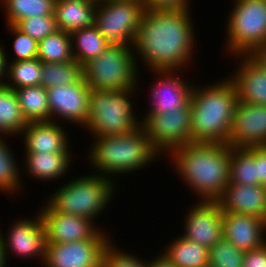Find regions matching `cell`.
<instances>
[{
  "instance_id": "13",
  "label": "cell",
  "mask_w": 266,
  "mask_h": 267,
  "mask_svg": "<svg viewBox=\"0 0 266 267\" xmlns=\"http://www.w3.org/2000/svg\"><path fill=\"white\" fill-rule=\"evenodd\" d=\"M50 121L75 123L85 126L89 118V96L91 88L83 77L74 84L47 88ZM61 119V121H60Z\"/></svg>"
},
{
  "instance_id": "10",
  "label": "cell",
  "mask_w": 266,
  "mask_h": 267,
  "mask_svg": "<svg viewBox=\"0 0 266 267\" xmlns=\"http://www.w3.org/2000/svg\"><path fill=\"white\" fill-rule=\"evenodd\" d=\"M191 104L162 114H143L142 127L150 143L161 154L191 143Z\"/></svg>"
},
{
  "instance_id": "14",
  "label": "cell",
  "mask_w": 266,
  "mask_h": 267,
  "mask_svg": "<svg viewBox=\"0 0 266 267\" xmlns=\"http://www.w3.org/2000/svg\"><path fill=\"white\" fill-rule=\"evenodd\" d=\"M157 78L150 91L149 101L144 114H162L186 106L191 99L194 83L185 79L182 71H150Z\"/></svg>"
},
{
  "instance_id": "29",
  "label": "cell",
  "mask_w": 266,
  "mask_h": 267,
  "mask_svg": "<svg viewBox=\"0 0 266 267\" xmlns=\"http://www.w3.org/2000/svg\"><path fill=\"white\" fill-rule=\"evenodd\" d=\"M56 0H0L5 10L6 24L15 25L18 21L36 16L55 15Z\"/></svg>"
},
{
  "instance_id": "44",
  "label": "cell",
  "mask_w": 266,
  "mask_h": 267,
  "mask_svg": "<svg viewBox=\"0 0 266 267\" xmlns=\"http://www.w3.org/2000/svg\"><path fill=\"white\" fill-rule=\"evenodd\" d=\"M7 266L9 265L6 263L3 246L0 238V267H7Z\"/></svg>"
},
{
  "instance_id": "1",
  "label": "cell",
  "mask_w": 266,
  "mask_h": 267,
  "mask_svg": "<svg viewBox=\"0 0 266 267\" xmlns=\"http://www.w3.org/2000/svg\"><path fill=\"white\" fill-rule=\"evenodd\" d=\"M192 19L191 9L145 10L133 46L136 59L150 71L185 72L197 41Z\"/></svg>"
},
{
  "instance_id": "12",
  "label": "cell",
  "mask_w": 266,
  "mask_h": 267,
  "mask_svg": "<svg viewBox=\"0 0 266 267\" xmlns=\"http://www.w3.org/2000/svg\"><path fill=\"white\" fill-rule=\"evenodd\" d=\"M41 207L39 214L44 223L47 243H68L87 239H112L102 225L100 227L99 224L96 225L90 219L56 212L47 203H44V206L42 205Z\"/></svg>"
},
{
  "instance_id": "24",
  "label": "cell",
  "mask_w": 266,
  "mask_h": 267,
  "mask_svg": "<svg viewBox=\"0 0 266 267\" xmlns=\"http://www.w3.org/2000/svg\"><path fill=\"white\" fill-rule=\"evenodd\" d=\"M20 109L14 90L0 84V135L21 136L23 129L28 125ZM19 134V135H18Z\"/></svg>"
},
{
  "instance_id": "4",
  "label": "cell",
  "mask_w": 266,
  "mask_h": 267,
  "mask_svg": "<svg viewBox=\"0 0 266 267\" xmlns=\"http://www.w3.org/2000/svg\"><path fill=\"white\" fill-rule=\"evenodd\" d=\"M90 139L94 140L86 156L91 169L95 170L93 174L107 177L116 183L117 175L136 174L137 170L147 168L161 155L150 143L142 126L128 134Z\"/></svg>"
},
{
  "instance_id": "23",
  "label": "cell",
  "mask_w": 266,
  "mask_h": 267,
  "mask_svg": "<svg viewBox=\"0 0 266 267\" xmlns=\"http://www.w3.org/2000/svg\"><path fill=\"white\" fill-rule=\"evenodd\" d=\"M98 1L62 0L55 2V18L59 30L71 33L93 25Z\"/></svg>"
},
{
  "instance_id": "21",
  "label": "cell",
  "mask_w": 266,
  "mask_h": 267,
  "mask_svg": "<svg viewBox=\"0 0 266 267\" xmlns=\"http://www.w3.org/2000/svg\"><path fill=\"white\" fill-rule=\"evenodd\" d=\"M217 202L223 212L253 215L266 220V186L229 182Z\"/></svg>"
},
{
  "instance_id": "22",
  "label": "cell",
  "mask_w": 266,
  "mask_h": 267,
  "mask_svg": "<svg viewBox=\"0 0 266 267\" xmlns=\"http://www.w3.org/2000/svg\"><path fill=\"white\" fill-rule=\"evenodd\" d=\"M72 153H24L23 173L38 181H56L65 178L72 167ZM25 171V172H24ZM68 172V173H66ZM28 174V175H27ZM64 175V176H63Z\"/></svg>"
},
{
  "instance_id": "35",
  "label": "cell",
  "mask_w": 266,
  "mask_h": 267,
  "mask_svg": "<svg viewBox=\"0 0 266 267\" xmlns=\"http://www.w3.org/2000/svg\"><path fill=\"white\" fill-rule=\"evenodd\" d=\"M113 242L114 240H111L105 247L102 267H149V259H142V256L138 258Z\"/></svg>"
},
{
  "instance_id": "8",
  "label": "cell",
  "mask_w": 266,
  "mask_h": 267,
  "mask_svg": "<svg viewBox=\"0 0 266 267\" xmlns=\"http://www.w3.org/2000/svg\"><path fill=\"white\" fill-rule=\"evenodd\" d=\"M232 2L225 27V50L231 56L253 54L258 48L266 46V1Z\"/></svg>"
},
{
  "instance_id": "18",
  "label": "cell",
  "mask_w": 266,
  "mask_h": 267,
  "mask_svg": "<svg viewBox=\"0 0 266 267\" xmlns=\"http://www.w3.org/2000/svg\"><path fill=\"white\" fill-rule=\"evenodd\" d=\"M239 59L238 67L228 78L234 83L238 101L254 105H266V68L253 54L231 56ZM237 69V70H236Z\"/></svg>"
},
{
  "instance_id": "46",
  "label": "cell",
  "mask_w": 266,
  "mask_h": 267,
  "mask_svg": "<svg viewBox=\"0 0 266 267\" xmlns=\"http://www.w3.org/2000/svg\"><path fill=\"white\" fill-rule=\"evenodd\" d=\"M56 1H62V0H56ZM87 1H98V0H87Z\"/></svg>"
},
{
  "instance_id": "5",
  "label": "cell",
  "mask_w": 266,
  "mask_h": 267,
  "mask_svg": "<svg viewBox=\"0 0 266 267\" xmlns=\"http://www.w3.org/2000/svg\"><path fill=\"white\" fill-rule=\"evenodd\" d=\"M71 179L58 186L46 203L56 212L82 216L96 224L95 221L118 194L116 182L93 173Z\"/></svg>"
},
{
  "instance_id": "6",
  "label": "cell",
  "mask_w": 266,
  "mask_h": 267,
  "mask_svg": "<svg viewBox=\"0 0 266 267\" xmlns=\"http://www.w3.org/2000/svg\"><path fill=\"white\" fill-rule=\"evenodd\" d=\"M140 87L122 91L91 90L89 118L83 130L95 138L128 134L142 126V116L136 115L133 108V98Z\"/></svg>"
},
{
  "instance_id": "11",
  "label": "cell",
  "mask_w": 266,
  "mask_h": 267,
  "mask_svg": "<svg viewBox=\"0 0 266 267\" xmlns=\"http://www.w3.org/2000/svg\"><path fill=\"white\" fill-rule=\"evenodd\" d=\"M33 215V219L19 217L16 221L11 222L13 224H9L8 228L10 231L5 232L7 235L0 227V238L6 263L10 262V260L8 261L9 255L14 254V257H19L21 260L36 258L35 260H39V264L41 262L43 265L47 246L46 231L39 212Z\"/></svg>"
},
{
  "instance_id": "2",
  "label": "cell",
  "mask_w": 266,
  "mask_h": 267,
  "mask_svg": "<svg viewBox=\"0 0 266 267\" xmlns=\"http://www.w3.org/2000/svg\"><path fill=\"white\" fill-rule=\"evenodd\" d=\"M232 148L228 144L188 143L173 149L167 156L182 183L191 189L198 201H217L229 183Z\"/></svg>"
},
{
  "instance_id": "37",
  "label": "cell",
  "mask_w": 266,
  "mask_h": 267,
  "mask_svg": "<svg viewBox=\"0 0 266 267\" xmlns=\"http://www.w3.org/2000/svg\"><path fill=\"white\" fill-rule=\"evenodd\" d=\"M9 33L13 35L14 58L10 62L32 60L37 58L38 42L29 35L21 32L14 25L6 24Z\"/></svg>"
},
{
  "instance_id": "19",
  "label": "cell",
  "mask_w": 266,
  "mask_h": 267,
  "mask_svg": "<svg viewBox=\"0 0 266 267\" xmlns=\"http://www.w3.org/2000/svg\"><path fill=\"white\" fill-rule=\"evenodd\" d=\"M63 124V121L29 122L21 133L24 153H72L73 146Z\"/></svg>"
},
{
  "instance_id": "36",
  "label": "cell",
  "mask_w": 266,
  "mask_h": 267,
  "mask_svg": "<svg viewBox=\"0 0 266 267\" xmlns=\"http://www.w3.org/2000/svg\"><path fill=\"white\" fill-rule=\"evenodd\" d=\"M21 32L40 42L58 29L55 15L34 16L18 21L14 25Z\"/></svg>"
},
{
  "instance_id": "43",
  "label": "cell",
  "mask_w": 266,
  "mask_h": 267,
  "mask_svg": "<svg viewBox=\"0 0 266 267\" xmlns=\"http://www.w3.org/2000/svg\"><path fill=\"white\" fill-rule=\"evenodd\" d=\"M253 55L260 61V63L266 68V46L258 48Z\"/></svg>"
},
{
  "instance_id": "30",
  "label": "cell",
  "mask_w": 266,
  "mask_h": 267,
  "mask_svg": "<svg viewBox=\"0 0 266 267\" xmlns=\"http://www.w3.org/2000/svg\"><path fill=\"white\" fill-rule=\"evenodd\" d=\"M229 182L241 185H257L255 147L231 149Z\"/></svg>"
},
{
  "instance_id": "20",
  "label": "cell",
  "mask_w": 266,
  "mask_h": 267,
  "mask_svg": "<svg viewBox=\"0 0 266 267\" xmlns=\"http://www.w3.org/2000/svg\"><path fill=\"white\" fill-rule=\"evenodd\" d=\"M223 237L244 252L266 244V220L253 215L223 212Z\"/></svg>"
},
{
  "instance_id": "28",
  "label": "cell",
  "mask_w": 266,
  "mask_h": 267,
  "mask_svg": "<svg viewBox=\"0 0 266 267\" xmlns=\"http://www.w3.org/2000/svg\"><path fill=\"white\" fill-rule=\"evenodd\" d=\"M21 111L28 122L50 121L47 90L41 85L14 90Z\"/></svg>"
},
{
  "instance_id": "25",
  "label": "cell",
  "mask_w": 266,
  "mask_h": 267,
  "mask_svg": "<svg viewBox=\"0 0 266 267\" xmlns=\"http://www.w3.org/2000/svg\"><path fill=\"white\" fill-rule=\"evenodd\" d=\"M161 252L178 267H204L208 265L209 249L196 242L177 236Z\"/></svg>"
},
{
  "instance_id": "7",
  "label": "cell",
  "mask_w": 266,
  "mask_h": 267,
  "mask_svg": "<svg viewBox=\"0 0 266 267\" xmlns=\"http://www.w3.org/2000/svg\"><path fill=\"white\" fill-rule=\"evenodd\" d=\"M139 66L133 46L110 44L97 58L82 66L83 79L91 90L132 89L141 83Z\"/></svg>"
},
{
  "instance_id": "33",
  "label": "cell",
  "mask_w": 266,
  "mask_h": 267,
  "mask_svg": "<svg viewBox=\"0 0 266 267\" xmlns=\"http://www.w3.org/2000/svg\"><path fill=\"white\" fill-rule=\"evenodd\" d=\"M82 77V66L75 60L63 63H42L40 85L45 89L67 86L78 82Z\"/></svg>"
},
{
  "instance_id": "17",
  "label": "cell",
  "mask_w": 266,
  "mask_h": 267,
  "mask_svg": "<svg viewBox=\"0 0 266 267\" xmlns=\"http://www.w3.org/2000/svg\"><path fill=\"white\" fill-rule=\"evenodd\" d=\"M227 144L233 148L266 146V105L238 101Z\"/></svg>"
},
{
  "instance_id": "16",
  "label": "cell",
  "mask_w": 266,
  "mask_h": 267,
  "mask_svg": "<svg viewBox=\"0 0 266 267\" xmlns=\"http://www.w3.org/2000/svg\"><path fill=\"white\" fill-rule=\"evenodd\" d=\"M111 240L47 243L44 267H102L103 252Z\"/></svg>"
},
{
  "instance_id": "15",
  "label": "cell",
  "mask_w": 266,
  "mask_h": 267,
  "mask_svg": "<svg viewBox=\"0 0 266 267\" xmlns=\"http://www.w3.org/2000/svg\"><path fill=\"white\" fill-rule=\"evenodd\" d=\"M196 201L187 209L180 235L210 249L223 237V211L217 201Z\"/></svg>"
},
{
  "instance_id": "31",
  "label": "cell",
  "mask_w": 266,
  "mask_h": 267,
  "mask_svg": "<svg viewBox=\"0 0 266 267\" xmlns=\"http://www.w3.org/2000/svg\"><path fill=\"white\" fill-rule=\"evenodd\" d=\"M37 58L42 63H63L74 60L70 33L57 30L38 42Z\"/></svg>"
},
{
  "instance_id": "41",
  "label": "cell",
  "mask_w": 266,
  "mask_h": 267,
  "mask_svg": "<svg viewBox=\"0 0 266 267\" xmlns=\"http://www.w3.org/2000/svg\"><path fill=\"white\" fill-rule=\"evenodd\" d=\"M151 259L149 258V267H178L161 252L156 257H152Z\"/></svg>"
},
{
  "instance_id": "26",
  "label": "cell",
  "mask_w": 266,
  "mask_h": 267,
  "mask_svg": "<svg viewBox=\"0 0 266 267\" xmlns=\"http://www.w3.org/2000/svg\"><path fill=\"white\" fill-rule=\"evenodd\" d=\"M70 37L74 60L81 66L97 58L110 45L94 25L75 30Z\"/></svg>"
},
{
  "instance_id": "3",
  "label": "cell",
  "mask_w": 266,
  "mask_h": 267,
  "mask_svg": "<svg viewBox=\"0 0 266 267\" xmlns=\"http://www.w3.org/2000/svg\"><path fill=\"white\" fill-rule=\"evenodd\" d=\"M237 103L236 87L228 77L207 86L195 83L190 99L191 143L227 144Z\"/></svg>"
},
{
  "instance_id": "9",
  "label": "cell",
  "mask_w": 266,
  "mask_h": 267,
  "mask_svg": "<svg viewBox=\"0 0 266 267\" xmlns=\"http://www.w3.org/2000/svg\"><path fill=\"white\" fill-rule=\"evenodd\" d=\"M144 12L140 1H98L93 25L110 44L134 46Z\"/></svg>"
},
{
  "instance_id": "32",
  "label": "cell",
  "mask_w": 266,
  "mask_h": 267,
  "mask_svg": "<svg viewBox=\"0 0 266 267\" xmlns=\"http://www.w3.org/2000/svg\"><path fill=\"white\" fill-rule=\"evenodd\" d=\"M42 75V62L38 59L9 62L7 59V71L5 84L12 90L22 87L39 86Z\"/></svg>"
},
{
  "instance_id": "42",
  "label": "cell",
  "mask_w": 266,
  "mask_h": 267,
  "mask_svg": "<svg viewBox=\"0 0 266 267\" xmlns=\"http://www.w3.org/2000/svg\"><path fill=\"white\" fill-rule=\"evenodd\" d=\"M5 47L0 42V84L5 82L7 71V58H9Z\"/></svg>"
},
{
  "instance_id": "40",
  "label": "cell",
  "mask_w": 266,
  "mask_h": 267,
  "mask_svg": "<svg viewBox=\"0 0 266 267\" xmlns=\"http://www.w3.org/2000/svg\"><path fill=\"white\" fill-rule=\"evenodd\" d=\"M257 185L266 186V146L255 147Z\"/></svg>"
},
{
  "instance_id": "45",
  "label": "cell",
  "mask_w": 266,
  "mask_h": 267,
  "mask_svg": "<svg viewBox=\"0 0 266 267\" xmlns=\"http://www.w3.org/2000/svg\"><path fill=\"white\" fill-rule=\"evenodd\" d=\"M98 1H109V0H98ZM131 1H140V2H143V0H131Z\"/></svg>"
},
{
  "instance_id": "34",
  "label": "cell",
  "mask_w": 266,
  "mask_h": 267,
  "mask_svg": "<svg viewBox=\"0 0 266 267\" xmlns=\"http://www.w3.org/2000/svg\"><path fill=\"white\" fill-rule=\"evenodd\" d=\"M244 253L222 237L209 249L208 265L210 267H243Z\"/></svg>"
},
{
  "instance_id": "39",
  "label": "cell",
  "mask_w": 266,
  "mask_h": 267,
  "mask_svg": "<svg viewBox=\"0 0 266 267\" xmlns=\"http://www.w3.org/2000/svg\"><path fill=\"white\" fill-rule=\"evenodd\" d=\"M243 267H266V244L246 251L243 255Z\"/></svg>"
},
{
  "instance_id": "27",
  "label": "cell",
  "mask_w": 266,
  "mask_h": 267,
  "mask_svg": "<svg viewBox=\"0 0 266 267\" xmlns=\"http://www.w3.org/2000/svg\"><path fill=\"white\" fill-rule=\"evenodd\" d=\"M6 137V138H5ZM8 136L0 135V191L8 195H17L23 192L24 181L21 178L22 167H19L18 160L15 159L14 152L6 140ZM6 139V140H5ZM23 185V186H22ZM22 188V190H21Z\"/></svg>"
},
{
  "instance_id": "38",
  "label": "cell",
  "mask_w": 266,
  "mask_h": 267,
  "mask_svg": "<svg viewBox=\"0 0 266 267\" xmlns=\"http://www.w3.org/2000/svg\"><path fill=\"white\" fill-rule=\"evenodd\" d=\"M190 0H143L145 10H182L190 8Z\"/></svg>"
}]
</instances>
